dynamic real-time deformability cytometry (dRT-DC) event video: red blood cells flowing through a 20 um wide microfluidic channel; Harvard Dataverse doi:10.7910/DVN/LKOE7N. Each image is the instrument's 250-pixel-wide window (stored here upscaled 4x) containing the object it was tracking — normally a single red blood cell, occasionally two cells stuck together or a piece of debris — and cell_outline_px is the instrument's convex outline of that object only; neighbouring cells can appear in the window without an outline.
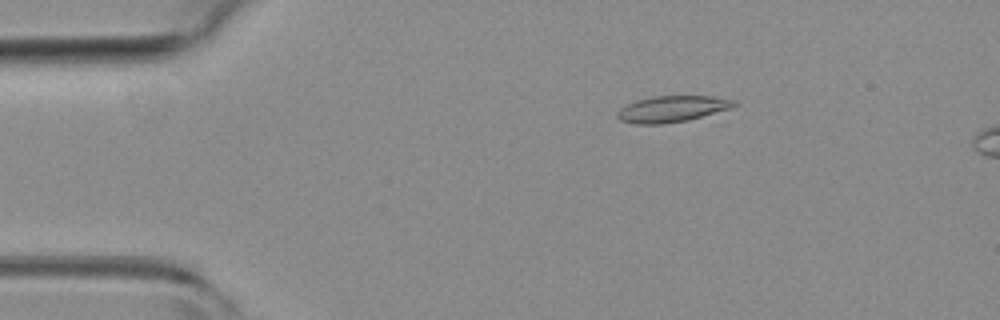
{"species": "common noctule bat (a hibernating species)", "species_latin": "Nyctalus noctula", "temperature_condition": "room temperature", "stored_images_in_passage": 6, "camera_frame_rate_fps": 3000, "um_per_image_px": 0.085, "animal": {"sex": "female", "body_mass_g": 19.3, "forearm_length_mm": 54.1}, "frame": {"image": 1, "passage_image": 1, "time_ms": 0.0, "image_size_px": [1000, 320], "cell_outline_px": [[736, 104], [732, 108], [688, 120], [660, 124], [636, 124], [620, 120], [616, 116], [616, 112], [624, 104], [636, 100], [652, 96], [712, 96], [736, 100]], "centroid_in_image_um": [57.09, 9.25], "position_along_channel_um": 27.9, "area_um2": 17.98}}